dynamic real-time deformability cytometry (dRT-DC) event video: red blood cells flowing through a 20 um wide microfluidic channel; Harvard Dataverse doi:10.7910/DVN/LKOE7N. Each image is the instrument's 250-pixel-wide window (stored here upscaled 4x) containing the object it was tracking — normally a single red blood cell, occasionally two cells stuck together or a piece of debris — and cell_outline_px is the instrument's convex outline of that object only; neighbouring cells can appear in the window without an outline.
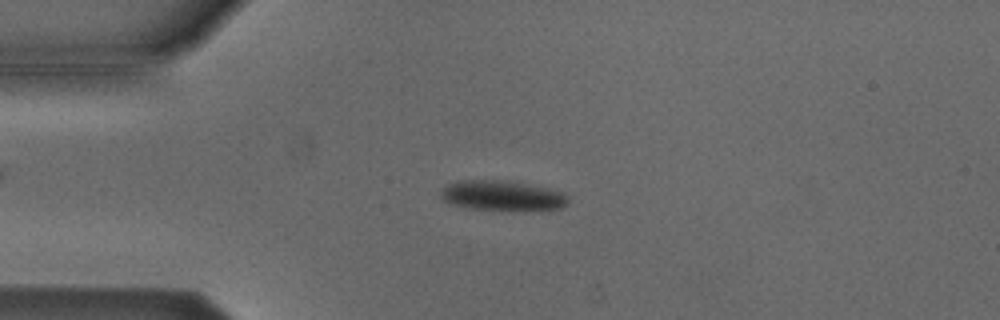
{"species": "Egyptian fruit bat (a non-hibernating species)", "species_latin": "Rousettus aegyptiacus", "temperature_condition": "cold", "stored_images_in_passage": 53, "camera_frame_rate_fps": 3000, "um_per_image_px": 0.085, "animal": {"sex": "male"}, "frame": {"image": 1, "passage_image": 12, "time_ms": 3.667, "image_size_px": [1000, 320], "cell_outline_px": [[568, 204], [560, 208], [540, 212], [512, 212], [464, 208], [448, 204], [440, 196], [440, 192], [448, 184], [460, 180], [504, 180], [548, 188], [564, 192], [568, 196]], "centroid_in_image_um": [42.74, 16.68], "position_along_channel_um": 42.3, "area_um2": 23.41}}
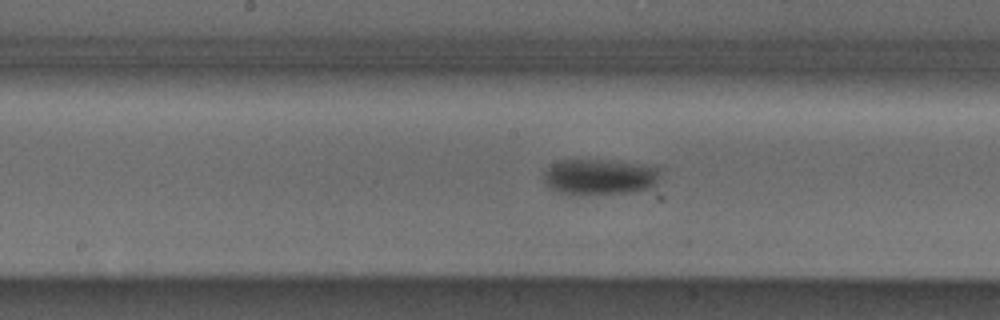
{"frame": {"image": 2, "passage_image": 26, "time_ms": 8.333, "image_size_px": [1000, 320], "cell_outline_px": [[660, 176], [656, 184], [652, 188], [628, 192], [580, 196], [572, 196], [560, 192], [552, 188], [544, 180], [544, 172], [552, 164], [560, 160], [600, 160], [656, 164], [660, 168]], "centroid_in_image_um": [51.05, 15.04], "position_along_channel_um": 197.2, "area_um2": 24.91}}
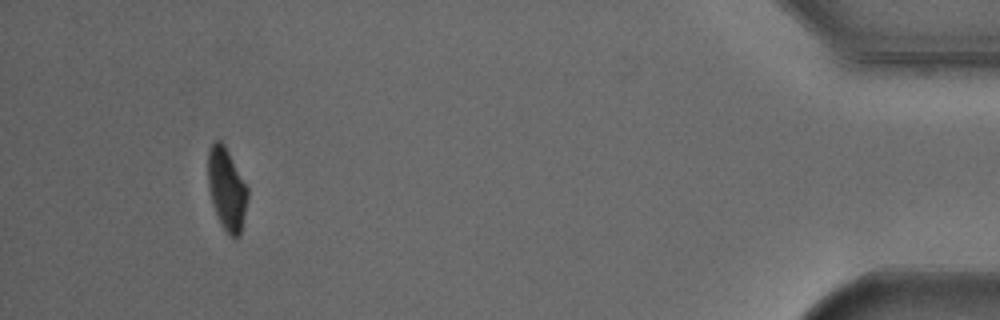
{"frame": {"image": 3, "passage_image": 49, "time_ms": 16.0, "image_size_px": [1000, 320], "cell_outline_px": [[248, 196], [240, 236], [236, 240], [232, 240], [228, 236], [212, 204], [208, 188], [208, 148], [216, 140], [220, 140], [224, 144], [248, 188]], "centroid_in_image_um": [19.27, 16.1], "position_along_channel_um": 415.9, "area_um2": 19.02}, "authors_computed_cell_mechanics": {"area_um2": 21.6172, "velocity_mm_per_s": 3.8044, "shape_relaxation_time_tau1_ms": 2.812, "shape_relaxation_time_tau2_ms": null, "deformation_change_tau1": 0.0842, "deformation_change_tau2": null}}